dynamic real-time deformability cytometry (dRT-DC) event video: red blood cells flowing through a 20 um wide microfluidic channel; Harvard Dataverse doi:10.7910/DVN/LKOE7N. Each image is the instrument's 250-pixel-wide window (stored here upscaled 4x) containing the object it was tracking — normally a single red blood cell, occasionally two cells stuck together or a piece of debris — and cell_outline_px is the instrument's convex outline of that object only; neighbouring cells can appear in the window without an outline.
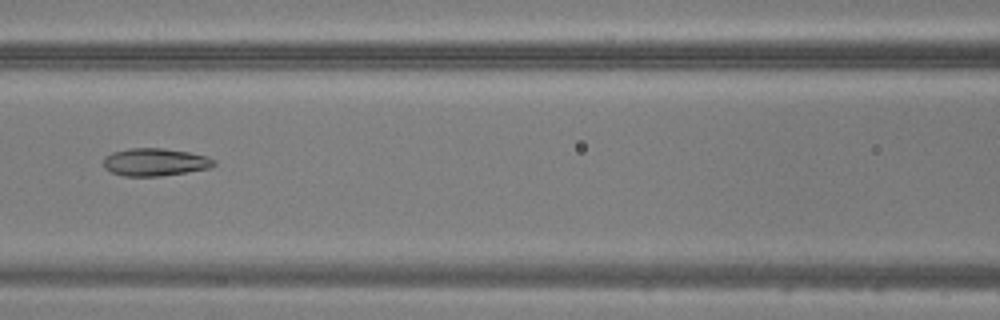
{"species": "common noctule bat (a hibernating species)", "species_latin": "Nyctalus noctula", "temperature_condition": "warm", "stored_images_in_passage": 48, "camera_frame_rate_fps": 3000, "um_per_image_px": 0.085, "animal": {"sex": "male", "body_mass_g": 20.5, "forearm_length_mm": 52.5}, "frame": {"image": 1, "passage_image": 22, "time_ms": 7.0, "image_size_px": [1000, 320], "cell_outline_px": [[216, 164], [208, 168], [160, 176], [124, 176], [112, 172], [104, 168], [104, 156], [112, 152], [128, 148], [160, 148], [188, 152], [208, 156], [216, 160]], "centroid_in_image_um": [13.16, 13.77], "position_along_channel_um": 153.4, "area_um2": 17.74}}
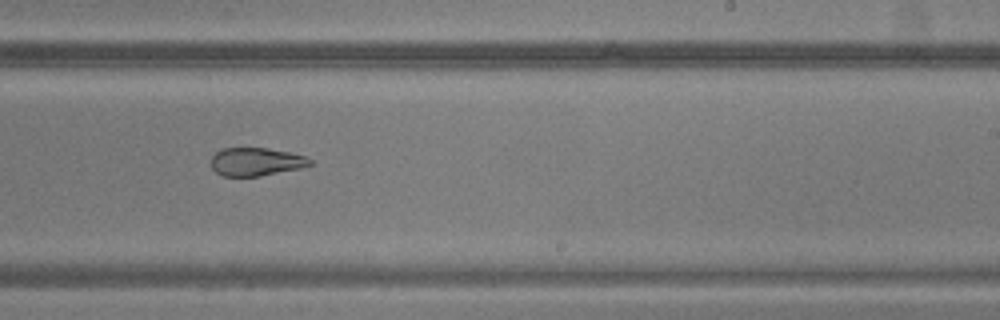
{"frame": {"image": 2, "passage_image": 30, "time_ms": 9.667, "image_size_px": [1000, 320], "cell_outline_px": [[312, 164], [300, 168], [260, 176], [224, 176], [216, 172], [212, 168], [212, 156], [220, 148], [268, 148], [288, 152], [304, 156], [312, 160]], "centroid_in_image_um": [21.75, 13.74], "position_along_channel_um": 267.3, "area_um2": 16.13}}
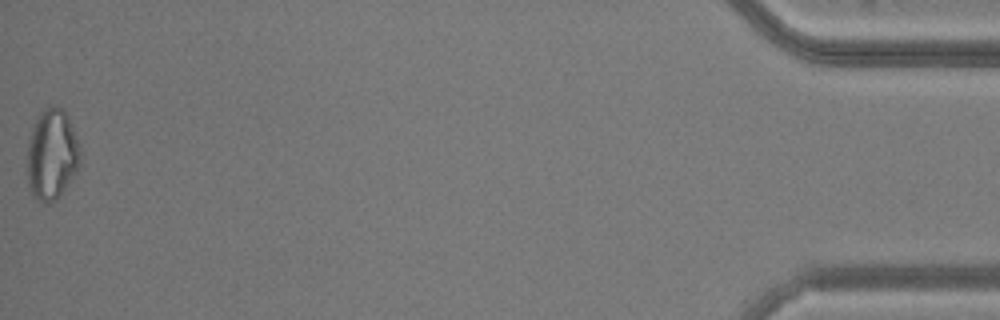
{"frame": {"image": 3, "passage_image": 48, "time_ms": 15.667, "image_size_px": [1000, 320], "cell_outline_px": [[80, 156], [76, 172], [60, 196], [56, 200], [48, 204], [44, 204], [32, 196], [28, 192], [28, 140], [36, 116], [44, 108], [56, 104], [64, 108], [68, 116], [80, 144]], "centroid_in_image_um": [4.4, 13.12], "position_along_channel_um": 430.8, "area_um2": 28.55}}